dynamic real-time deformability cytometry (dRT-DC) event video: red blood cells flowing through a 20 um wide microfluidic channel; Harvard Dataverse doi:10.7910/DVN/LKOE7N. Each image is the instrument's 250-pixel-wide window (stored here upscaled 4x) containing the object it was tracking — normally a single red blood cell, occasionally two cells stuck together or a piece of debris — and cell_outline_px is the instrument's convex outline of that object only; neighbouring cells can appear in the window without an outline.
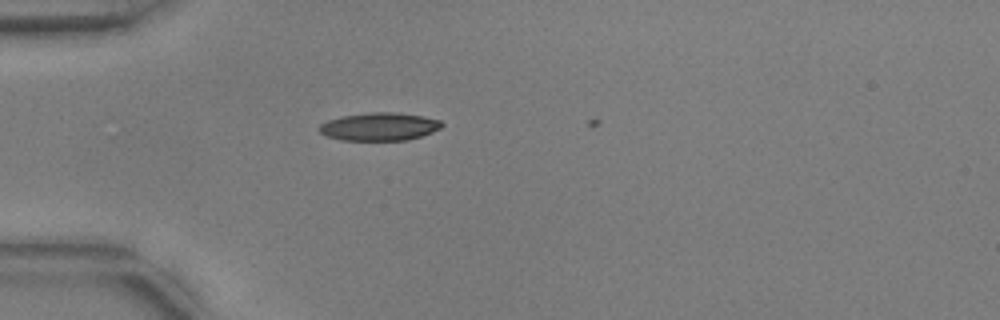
{"species": "common noctule bat (a hibernating species)", "species_latin": "Nyctalus noctula", "temperature_condition": "warm", "stored_images_in_passage": 4, "camera_frame_rate_fps": 3000, "um_per_image_px": 0.085, "animal": {"sex": "male", "body_mass_g": 17.9, "forearm_length_mm": 54.2}, "frame": {"image": 1, "passage_image": 3, "time_ms": 0.667, "image_size_px": [1000, 320], "cell_outline_px": [[444, 124], [440, 128], [432, 132], [408, 140], [340, 140], [328, 136], [320, 132], [320, 124], [328, 120], [340, 116], [368, 112], [396, 112], [420, 116], [440, 120]], "centroid_in_image_um": [32.24, 10.76], "position_along_channel_um": 52.8, "area_um2": 19.88}}